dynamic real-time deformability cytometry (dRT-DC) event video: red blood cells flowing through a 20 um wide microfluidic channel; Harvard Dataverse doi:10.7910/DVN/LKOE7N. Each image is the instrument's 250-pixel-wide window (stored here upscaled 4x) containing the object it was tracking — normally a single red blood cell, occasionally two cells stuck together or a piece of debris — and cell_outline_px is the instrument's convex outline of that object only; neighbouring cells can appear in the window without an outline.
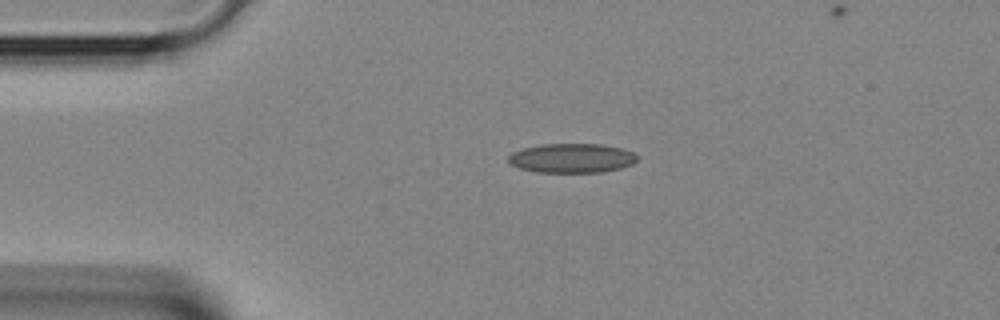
{"species": "Egyptian fruit bat (a non-hibernating species)", "species_latin": "Rousettus aegyptiacus", "temperature_condition": "room temperature", "stored_images_in_passage": 1, "camera_frame_rate_fps": 3000, "um_per_image_px": 0.085, "animal": {"sex": "female"}, "frame": {"image": 1, "passage_image": 1, "time_ms": 0.0, "image_size_px": [1000, 320], "cell_outline_px": [[636, 160], [632, 164], [620, 168], [600, 172], [536, 172], [520, 168], [508, 164], [508, 156], [512, 152], [520, 148], [540, 144], [600, 144], [620, 148], [632, 152], [636, 156]], "centroid_in_image_um": [48.52, 13.44], "position_along_channel_um": 36.5, "area_um2": 22.02}}